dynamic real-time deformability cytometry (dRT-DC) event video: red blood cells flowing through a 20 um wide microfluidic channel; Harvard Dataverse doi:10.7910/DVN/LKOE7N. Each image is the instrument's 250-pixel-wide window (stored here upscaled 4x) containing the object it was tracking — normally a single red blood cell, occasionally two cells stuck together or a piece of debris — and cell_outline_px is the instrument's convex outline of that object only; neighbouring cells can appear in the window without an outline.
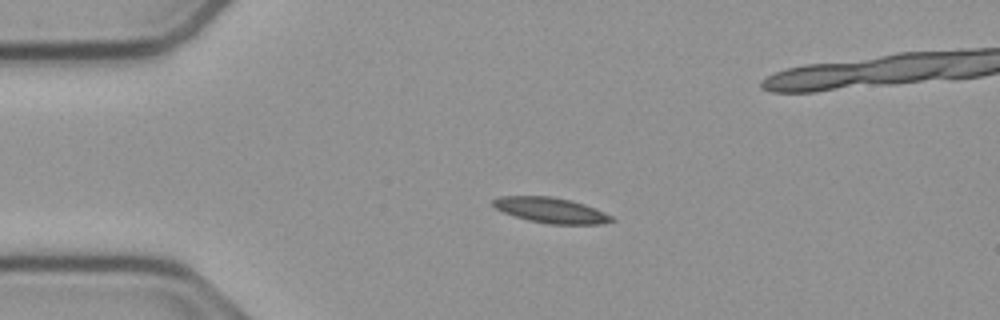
{"species": "common noctule bat (a hibernating species)", "species_latin": "Nyctalus noctula", "temperature_condition": "cold", "stored_images_in_passage": 44, "camera_frame_rate_fps": 3000, "um_per_image_px": 0.085, "animal": {"sex": "male", "body_mass_g": 23.1, "forearm_length_mm": 52.7}, "frame": {"image": 1, "passage_image": 1, "time_ms": 0.0, "image_size_px": [1000, 320], "cell_outline_px": [[616, 220], [600, 224], [548, 224], [528, 220], [504, 212], [496, 208], [492, 204], [492, 200], [500, 196], [552, 196], [572, 200], [596, 208], [612, 216]], "centroid_in_image_um": [46.85, 17.86], "position_along_channel_um": 38.2, "area_um2": 17.57}}
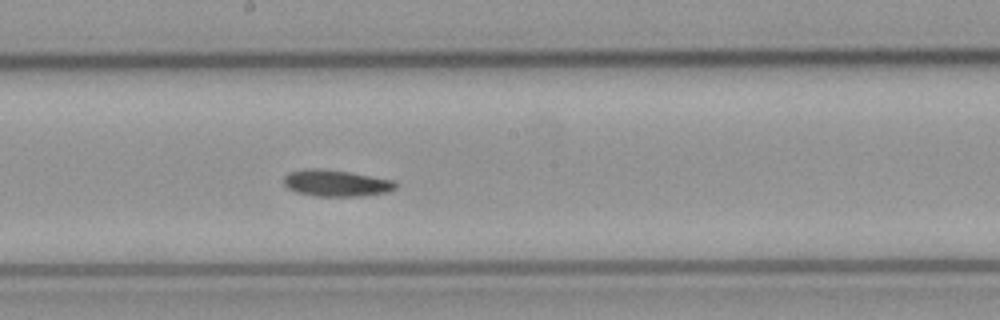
{"frame": {"image": 2, "passage_image": 18, "time_ms": 5.667, "image_size_px": [1000, 320], "cell_outline_px": [[396, 188], [388, 192], [364, 196], [312, 196], [296, 192], [288, 188], [284, 184], [284, 176], [288, 172], [304, 168], [320, 168], [348, 172], [396, 180]], "centroid_in_image_um": [28.56, 15.56], "position_along_channel_um": 219.6, "area_um2": 17.51}}
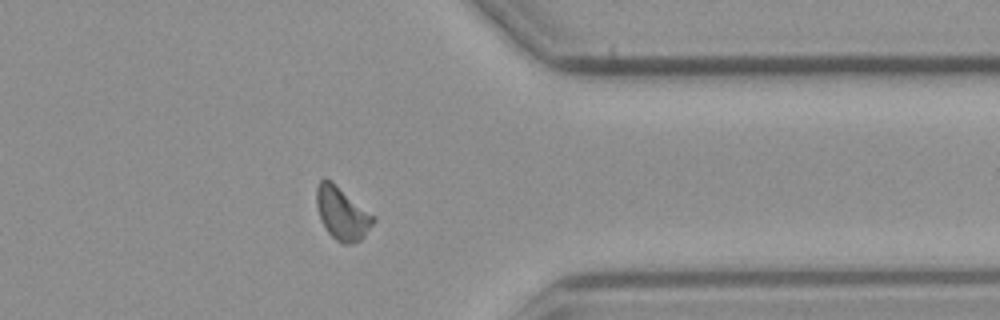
{"frame": {"image": 3, "passage_image": 32, "time_ms": 10.333, "image_size_px": [1000, 320], "cell_outline_px": [[376, 220], [364, 236], [360, 240], [352, 244], [344, 244], [336, 240], [328, 232], [320, 220], [316, 204], [316, 188], [320, 180], [332, 180], [376, 216]], "centroid_in_image_um": [29.09, 18.13], "position_along_channel_um": 382.3, "area_um2": 17.69}}